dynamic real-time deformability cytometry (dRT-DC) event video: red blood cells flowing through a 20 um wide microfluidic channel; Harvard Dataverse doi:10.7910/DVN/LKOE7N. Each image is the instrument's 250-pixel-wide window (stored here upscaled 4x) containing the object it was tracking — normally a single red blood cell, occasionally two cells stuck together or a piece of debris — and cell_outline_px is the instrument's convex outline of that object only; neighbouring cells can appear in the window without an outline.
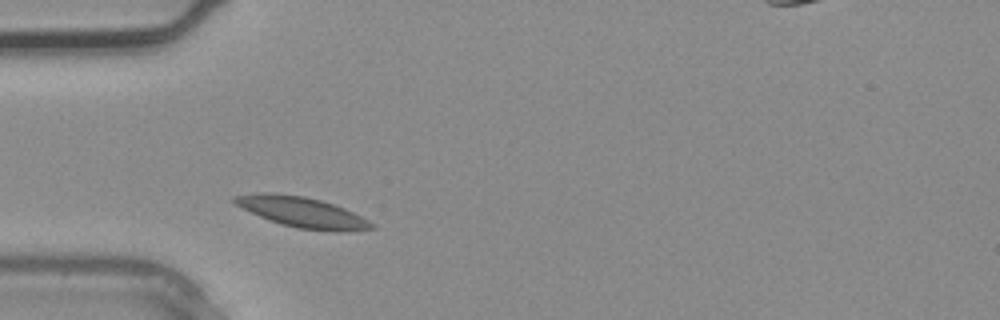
{"species": "common noctule bat (a hibernating species)", "species_latin": "Nyctalus noctula", "temperature_condition": "warm", "stored_images_in_passage": 3, "camera_frame_rate_fps": 3000, "um_per_image_px": 0.085, "animal": {"sex": "male", "body_mass_g": 20.4}, "frame": {"image": 1, "passage_image": 2, "time_ms": 0.333, "image_size_px": [1000, 320], "cell_outline_px": [[376, 228], [340, 232], [332, 232], [300, 228], [284, 224], [260, 216], [236, 204], [232, 200], [232, 196], [264, 192], [272, 192], [304, 196], [320, 200], [344, 208], [376, 224]], "centroid_in_image_um": [25.73, 18.03], "position_along_channel_um": 59.3, "area_um2": 23.93}}